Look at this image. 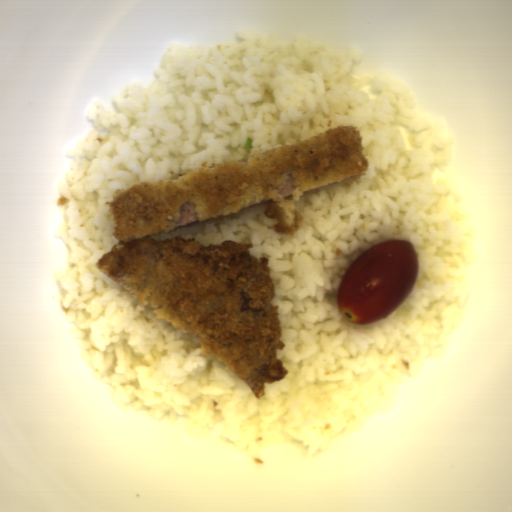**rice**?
<instances>
[{
	"instance_id": "obj_1",
	"label": "rice",
	"mask_w": 512,
	"mask_h": 512,
	"mask_svg": "<svg viewBox=\"0 0 512 512\" xmlns=\"http://www.w3.org/2000/svg\"><path fill=\"white\" fill-rule=\"evenodd\" d=\"M355 47L240 31L220 45L172 44L154 80L90 104L92 125L67 157L57 184L61 222L52 233L68 254L54 274L58 305L92 378L114 406L183 423L189 438H216L262 463L258 450L294 437L308 458L396 410L402 377H419L447 352L470 294L475 232L457 192L435 172L452 163L445 118L407 86L369 67ZM339 125L359 128L364 176L302 195L300 224L285 236L253 208L210 219L158 240L213 245L251 242L268 257L280 309L285 379L257 399L191 333L96 267L116 243L105 205L116 189L235 162ZM409 241L419 276L406 300L381 321L352 324L337 306L349 265L387 239Z\"/></svg>"
}]
</instances>
